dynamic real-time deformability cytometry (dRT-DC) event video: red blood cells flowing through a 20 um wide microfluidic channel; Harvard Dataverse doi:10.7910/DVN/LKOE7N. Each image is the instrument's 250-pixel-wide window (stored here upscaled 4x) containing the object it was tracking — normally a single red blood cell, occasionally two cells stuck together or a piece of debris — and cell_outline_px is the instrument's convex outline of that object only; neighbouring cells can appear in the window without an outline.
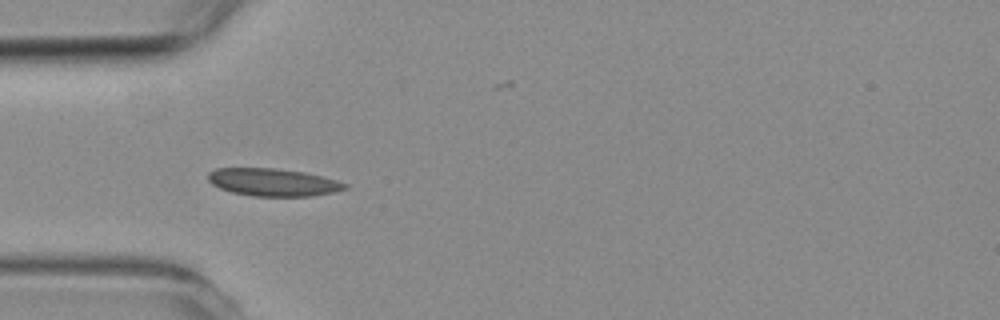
{"species": "common noctule bat (a hibernating species)", "species_latin": "Nyctalus noctula", "temperature_condition": "room temperature", "stored_images_in_passage": 5, "camera_frame_rate_fps": 3000, "um_per_image_px": 0.085, "animal": {"sex": "female", "body_mass_g": 19.3, "forearm_length_mm": 54.1}, "frame": {"image": 1, "passage_image": 4, "time_ms": 3.667, "image_size_px": [1000, 320], "cell_outline_px": [[348, 188], [336, 192], [312, 196], [252, 196], [232, 192], [220, 188], [212, 184], [208, 180], [208, 172], [216, 168], [276, 168], [304, 172], [324, 176], [348, 184]], "centroid_in_image_um": [23.23, 15.49], "position_along_channel_um": 61.8, "area_um2": 22.2}}
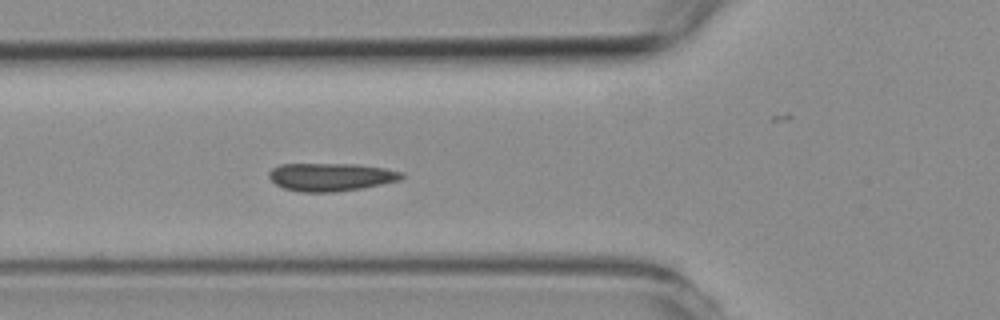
{"frame": {"image": 2, "passage_image": 5, "time_ms": 4.667, "image_size_px": [1000, 320], "cell_outline_px": [[404, 176], [400, 180], [360, 188], [336, 192], [300, 192], [284, 188], [276, 184], [268, 176], [268, 172], [272, 168], [280, 164], [356, 164], [384, 168], [404, 172]], "centroid_in_image_um": [28.11, 15.04], "position_along_channel_um": 97.7, "area_um2": 21.62}}